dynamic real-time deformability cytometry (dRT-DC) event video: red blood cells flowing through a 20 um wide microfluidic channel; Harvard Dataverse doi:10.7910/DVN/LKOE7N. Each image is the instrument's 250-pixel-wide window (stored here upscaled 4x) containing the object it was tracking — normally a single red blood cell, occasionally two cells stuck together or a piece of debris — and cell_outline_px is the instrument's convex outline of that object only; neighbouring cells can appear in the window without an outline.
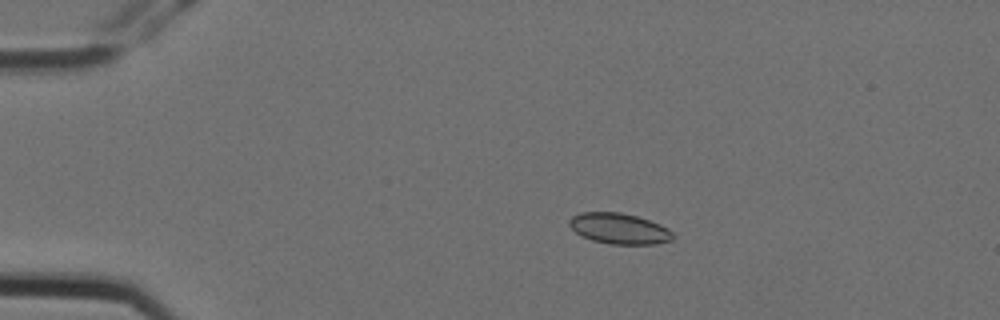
{"species": "Egyptian fruit bat (a non-hibernating species)", "species_latin": "Rousettus aegyptiacus", "temperature_condition": "cold", "stored_images_in_passage": 7, "camera_frame_rate_fps": 3000, "um_per_image_px": 0.085, "animal": {"sex": "female"}, "frame": {"image": 1, "passage_image": 3, "time_ms": 0.667, "image_size_px": [1000, 320], "cell_outline_px": [[672, 240], [656, 244], [612, 244], [592, 240], [576, 232], [568, 224], [568, 220], [572, 216], [580, 212], [620, 212], [636, 216], [660, 224], [668, 228], [672, 232]], "centroid_in_image_um": [52.62, 19.42], "position_along_channel_um": 32.4, "area_um2": 18.44}}
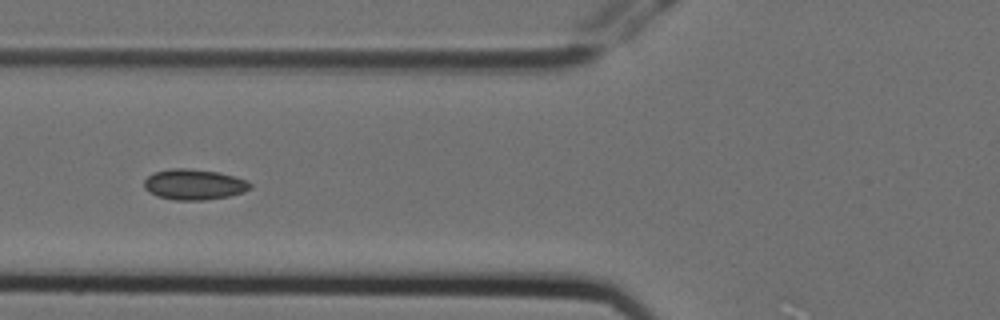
{"frame": {"image": 2, "passage_image": 6, "time_ms": 1.667, "image_size_px": [1000, 320], "cell_outline_px": [[252, 188], [244, 192], [228, 196], [204, 200], [176, 200], [156, 196], [148, 192], [144, 188], [144, 180], [152, 172], [172, 168], [188, 168], [220, 172], [248, 180], [252, 184]], "centroid_in_image_um": [16.49, 15.67], "position_along_channel_um": 109.3, "area_um2": 19.19}}
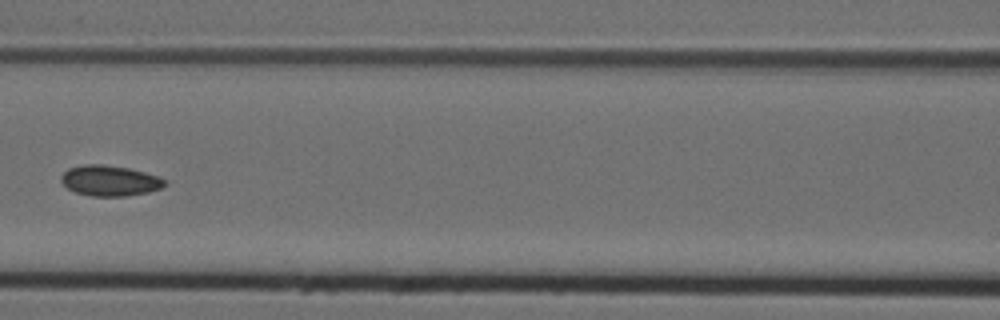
{"frame": {"image": 3, "passage_image": 7, "time_ms": 2.0, "image_size_px": [1000, 320], "cell_outline_px": [[168, 184], [160, 188], [148, 192], [124, 196], [92, 196], [76, 192], [68, 188], [60, 180], [60, 176], [68, 168], [84, 164], [100, 164], [128, 168], [160, 176]], "centroid_in_image_um": [9.33, 15.35], "position_along_channel_um": 157.3, "area_um2": 18.38}}